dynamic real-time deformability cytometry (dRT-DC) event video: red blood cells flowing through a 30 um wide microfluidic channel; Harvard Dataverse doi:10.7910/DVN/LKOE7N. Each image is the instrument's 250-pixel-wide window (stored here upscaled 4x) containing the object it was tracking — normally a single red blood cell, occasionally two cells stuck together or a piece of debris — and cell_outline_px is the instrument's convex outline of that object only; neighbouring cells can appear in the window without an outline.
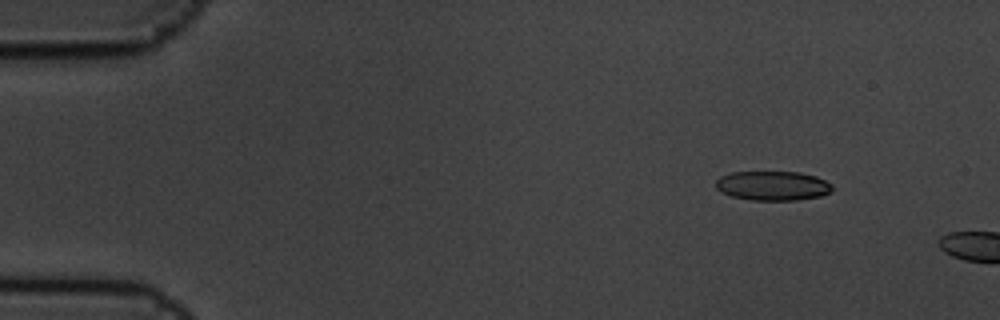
{"species": "common noctule bat (a hibernating species)", "species_latin": "Nyctalus noctula", "temperature_condition": "cold", "stored_images_in_passage": 2, "camera_frame_rate_fps": 3000, "um_per_image_px": 0.085, "animal": {"sex": "male", "body_mass_g": 19.5, "forearm_length_mm": 54.6}, "frame": {"image": 1, "passage_image": 1, "time_ms": 0.0, "image_size_px": [1000, 320], "cell_outline_px": [[832, 192], [820, 196], [796, 200], [752, 200], [732, 196], [720, 192], [716, 188], [716, 180], [720, 176], [732, 172], [800, 172], [816, 176], [832, 184]], "centroid_in_image_um": [65.68, 15.78], "position_along_channel_um": 19.3, "area_um2": 20.0}}